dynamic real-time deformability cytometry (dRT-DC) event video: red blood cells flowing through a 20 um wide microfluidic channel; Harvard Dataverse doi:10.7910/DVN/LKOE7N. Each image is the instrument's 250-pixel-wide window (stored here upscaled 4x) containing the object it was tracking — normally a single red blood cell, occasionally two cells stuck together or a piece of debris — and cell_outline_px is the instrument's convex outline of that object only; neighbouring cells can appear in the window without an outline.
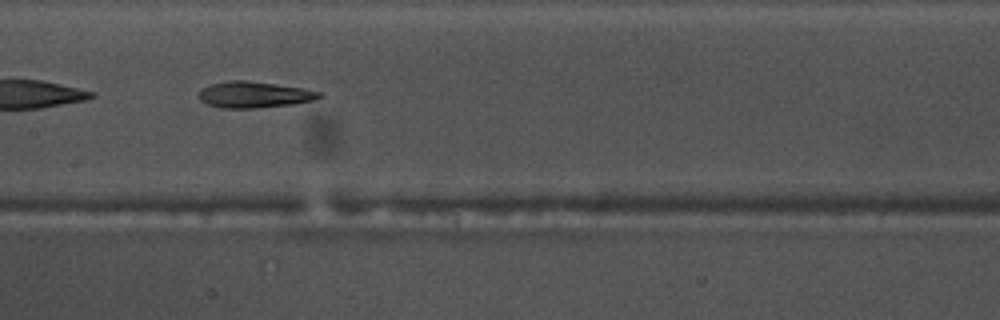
{"species": "common noctule bat (a hibernating species)", "species_latin": "Nyctalus noctula", "temperature_condition": "warm", "stored_images_in_passage": 48, "camera_frame_rate_fps": 3000, "um_per_image_px": 0.085, "animal": {"sex": "male", "body_mass_g": 17.5, "forearm_length_mm": 52.3}, "frame": {"image": 1, "passage_image": 21, "time_ms": 6.667, "image_size_px": [1000, 320], "cell_outline_px": [[324, 96], [316, 100], [292, 104], [256, 108], [220, 108], [208, 104], [200, 100], [200, 92], [204, 88], [212, 84], [232, 80], [244, 80], [276, 84], [304, 88], [320, 92]], "centroid_in_image_um": [21.66, 8.05], "position_along_channel_um": 185.7, "area_um2": 18.26}}
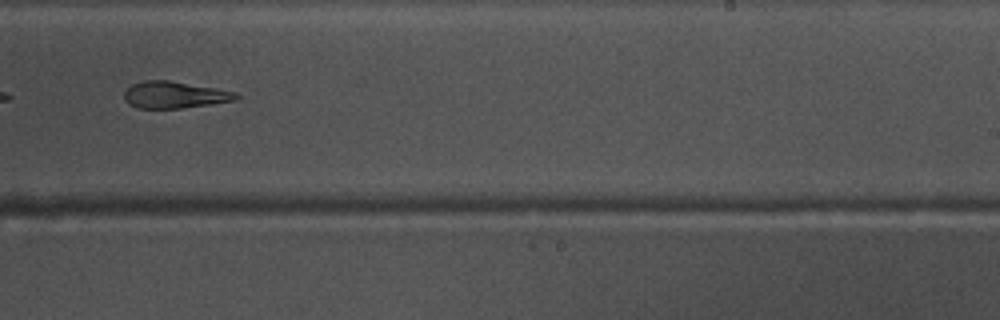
{"frame": {"image": 2, "passage_image": 28, "time_ms": 9.0, "image_size_px": [1000, 320], "cell_outline_px": [[240, 96], [236, 100], [212, 104], [180, 108], [136, 108], [128, 104], [124, 100], [124, 92], [132, 84], [144, 80], [168, 80], [216, 88], [236, 92]], "centroid_in_image_um": [14.82, 8.06], "position_along_channel_um": 274.2, "area_um2": 17.51}, "authors_computed_cell_mechanics": {"area_um2": 19.3919, "velocity_mm_per_s": 3.7979, "shape_relaxation_time_tau1_ms": 5.2552, "shape_relaxation_time_tau2_ms": 2.6457, "deformation_change_tau1": 0.2212, "deformation_change_tau2": 0.1352}}